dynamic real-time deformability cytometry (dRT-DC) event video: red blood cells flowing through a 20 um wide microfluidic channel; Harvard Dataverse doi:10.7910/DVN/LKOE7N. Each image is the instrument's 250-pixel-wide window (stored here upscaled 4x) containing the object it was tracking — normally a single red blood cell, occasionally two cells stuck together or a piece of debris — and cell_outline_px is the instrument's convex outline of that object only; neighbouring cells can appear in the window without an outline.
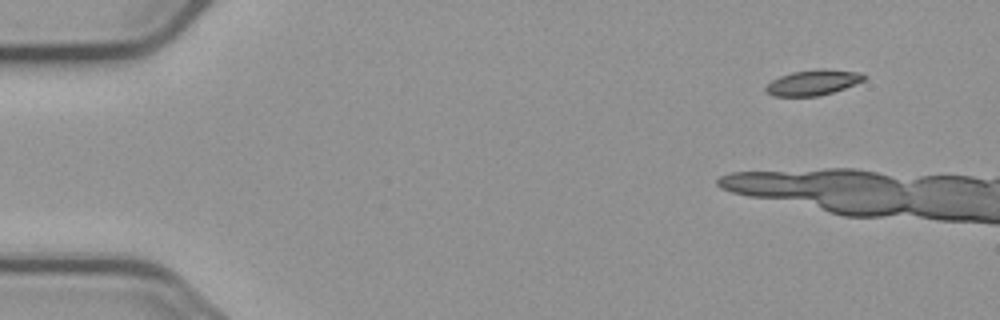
{"species": "common noctule bat (a hibernating species)", "species_latin": "Nyctalus noctula", "temperature_condition": "cold", "stored_images_in_passage": 3, "camera_frame_rate_fps": 3000, "um_per_image_px": 0.085, "animal": {"sex": "male", "body_mass_g": 23.1, "forearm_length_mm": 52.7}, "frame": {"image": 1, "passage_image": 1, "time_ms": 0.0, "image_size_px": [1000, 320], "cell_outline_px": [[868, 76], [864, 80], [844, 88], [820, 96], [772, 96], [764, 92], [764, 88], [772, 80], [780, 76], [792, 72], [820, 68], [824, 68], [860, 72]], "centroid_in_image_um": [69.1, 7.01], "position_along_channel_um": 15.9, "area_um2": 14.68}}